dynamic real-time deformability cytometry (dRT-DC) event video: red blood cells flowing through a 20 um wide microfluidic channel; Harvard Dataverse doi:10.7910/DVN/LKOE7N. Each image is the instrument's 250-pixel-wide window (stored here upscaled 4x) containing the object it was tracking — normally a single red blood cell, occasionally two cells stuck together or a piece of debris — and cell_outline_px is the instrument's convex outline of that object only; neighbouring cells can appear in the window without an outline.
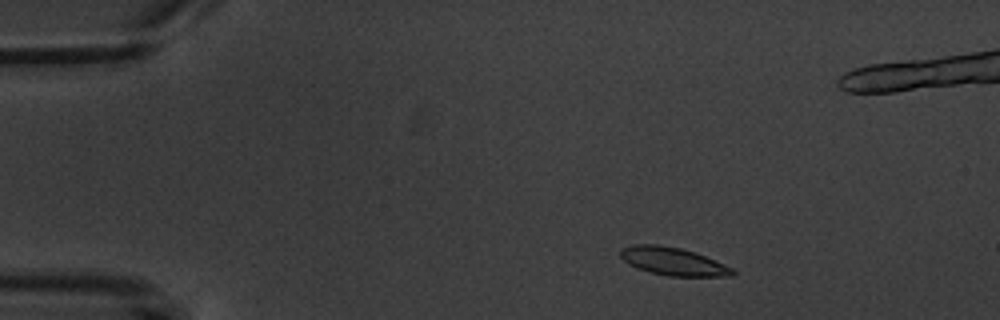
{"species": "common noctule bat (a hibernating species)", "species_latin": "Nyctalus noctula", "temperature_condition": "warm", "stored_images_in_passage": 5, "camera_frame_rate_fps": 3000, "um_per_image_px": 0.085, "animal": {"sex": "male", "body_mass_g": 20.1, "forearm_length_mm": 53.5}, "frame": {"image": 1, "passage_image": 2, "time_ms": 1.0, "image_size_px": [1000, 320], "cell_outline_px": [[736, 272], [732, 276], [668, 276], [636, 268], [628, 264], [620, 256], [620, 248], [632, 244], [656, 244], [680, 248], [696, 252], [724, 264], [732, 268]], "centroid_in_image_um": [57.19, 22.21], "position_along_channel_um": 27.8, "area_um2": 18.26}}